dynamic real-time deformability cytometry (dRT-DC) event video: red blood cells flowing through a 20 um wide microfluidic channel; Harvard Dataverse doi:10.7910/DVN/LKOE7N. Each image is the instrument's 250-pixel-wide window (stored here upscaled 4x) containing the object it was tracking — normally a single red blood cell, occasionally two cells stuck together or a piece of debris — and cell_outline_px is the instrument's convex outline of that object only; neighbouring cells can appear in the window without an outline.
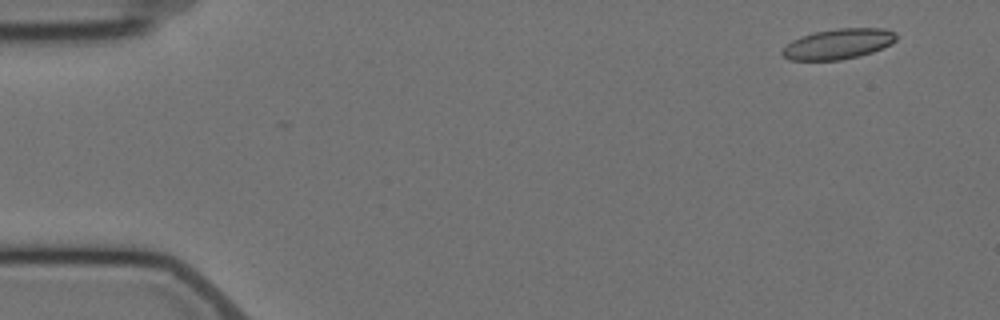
{"species": "Egyptian fruit bat (a non-hibernating species)", "species_latin": "Rousettus aegyptiacus", "temperature_condition": "cold", "stored_images_in_passage": 5, "camera_frame_rate_fps": 3000, "um_per_image_px": 0.085, "animal": {"sex": "female"}, "frame": {"image": 1, "passage_image": 1, "time_ms": 0.0, "image_size_px": [1000, 320], "cell_outline_px": [[896, 40], [892, 44], [884, 48], [860, 56], [840, 60], [788, 60], [780, 52], [792, 40], [800, 36], [812, 32], [836, 28], [884, 28], [896, 32]], "centroid_in_image_um": [71.27, 3.73], "position_along_channel_um": 13.7, "area_um2": 20.4}}
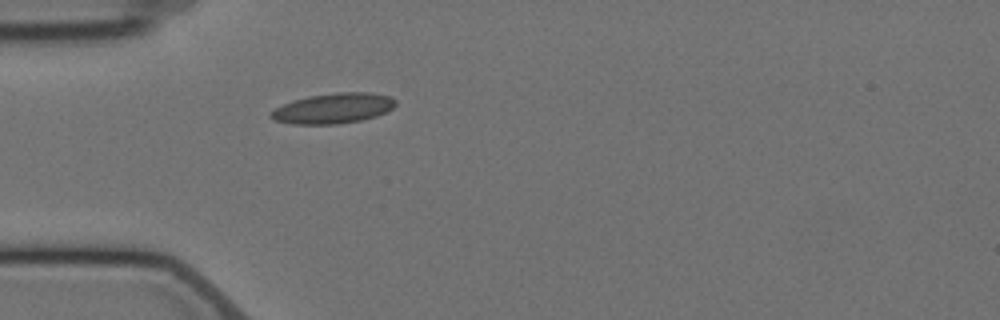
{"frame": {"image": 2, "passage_image": 5, "time_ms": 4.333, "image_size_px": [1000, 320], "cell_outline_px": [[396, 104], [388, 112], [376, 116], [360, 120], [336, 124], [292, 124], [272, 120], [268, 116], [268, 112], [292, 100], [308, 96], [336, 92], [372, 92], [392, 96], [396, 100]], "centroid_in_image_um": [28.32, 9.2], "position_along_channel_um": 56.7, "area_um2": 22.31}}